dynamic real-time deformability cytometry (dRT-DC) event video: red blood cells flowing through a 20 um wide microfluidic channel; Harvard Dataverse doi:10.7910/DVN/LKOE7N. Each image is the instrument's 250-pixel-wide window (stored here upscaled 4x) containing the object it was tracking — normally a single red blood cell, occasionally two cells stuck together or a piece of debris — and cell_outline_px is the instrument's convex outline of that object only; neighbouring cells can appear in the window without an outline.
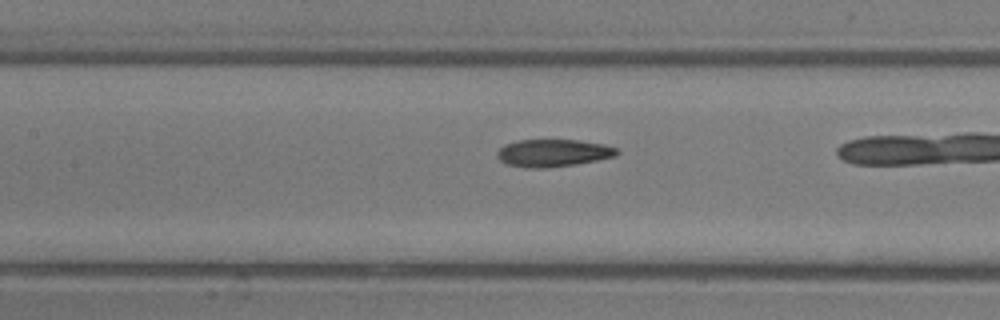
{"species": "common noctule bat (a hibernating species)", "species_latin": "Nyctalus noctula", "temperature_condition": "room temperature", "stored_images_in_passage": 28, "camera_frame_rate_fps": 3000, "um_per_image_px": 0.085, "animal": {"sex": "male", "body_mass_g": 13.3}, "frame": {"image": 1, "passage_image": 13, "time_ms": 4.0, "image_size_px": [1000, 320], "cell_outline_px": [[620, 152], [616, 156], [576, 164], [544, 168], [524, 168], [508, 164], [500, 160], [496, 156], [496, 152], [504, 144], [516, 140], [580, 140], [604, 144], [616, 148]], "centroid_in_image_um": [46.99, 13.0], "position_along_channel_um": 160.4, "area_um2": 19.25}}
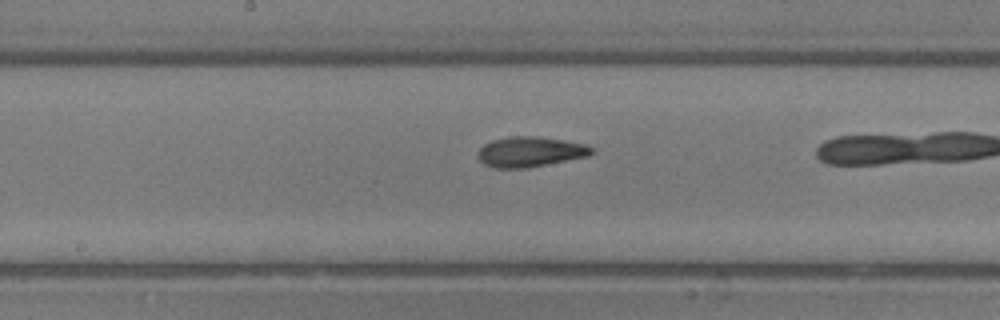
{"frame": {"image": 2, "passage_image": 16, "time_ms": 5.0, "image_size_px": [1000, 320], "cell_outline_px": [[592, 152], [588, 156], [528, 168], [492, 168], [484, 164], [476, 156], [480, 148], [484, 144], [492, 140], [508, 136], [540, 136], [564, 140], [584, 144], [592, 148]], "centroid_in_image_um": [45.01, 12.9], "position_along_channel_um": 203.2, "area_um2": 20.11}}